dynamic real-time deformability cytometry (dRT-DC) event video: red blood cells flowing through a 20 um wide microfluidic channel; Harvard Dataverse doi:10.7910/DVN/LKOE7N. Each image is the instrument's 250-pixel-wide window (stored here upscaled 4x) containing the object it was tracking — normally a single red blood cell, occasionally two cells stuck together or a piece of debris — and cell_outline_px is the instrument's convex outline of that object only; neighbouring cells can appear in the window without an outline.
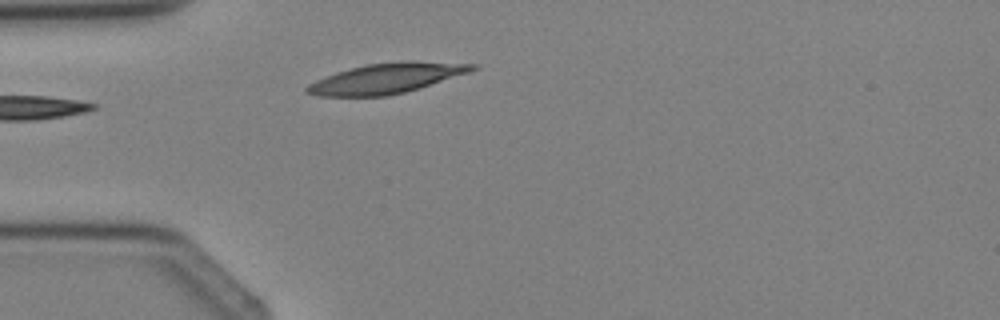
{"species": "Egyptian fruit bat (a non-hibernating species)", "species_latin": "Rousettus aegyptiacus", "temperature_condition": "cold", "stored_images_in_passage": 2, "camera_frame_rate_fps": 3000, "um_per_image_px": 0.085, "animal": {"sex": "female"}, "frame": {"image": 1, "passage_image": 2, "time_ms": 1.0, "image_size_px": [1000, 320], "cell_outline_px": [[480, 68], [468, 72], [404, 92], [388, 96], [316, 96], [304, 92], [304, 88], [308, 84], [316, 80], [336, 72], [368, 64], [480, 64]], "centroid_in_image_um": [32.66, 6.73], "position_along_channel_um": 52.3, "area_um2": 27.22}}